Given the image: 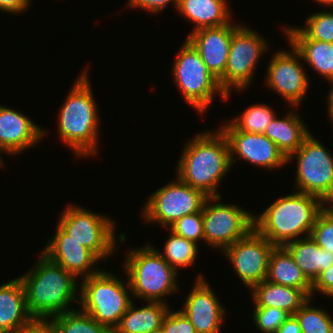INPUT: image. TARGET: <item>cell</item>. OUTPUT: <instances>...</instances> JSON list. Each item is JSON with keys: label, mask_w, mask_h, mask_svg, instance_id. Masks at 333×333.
I'll return each mask as SVG.
<instances>
[{"label": "cell", "mask_w": 333, "mask_h": 333, "mask_svg": "<svg viewBox=\"0 0 333 333\" xmlns=\"http://www.w3.org/2000/svg\"><path fill=\"white\" fill-rule=\"evenodd\" d=\"M33 268L19 276L28 313L35 322L47 323L49 318L74 310L69 305L76 301L77 278L41 253Z\"/></svg>", "instance_id": "cell-1"}, {"label": "cell", "mask_w": 333, "mask_h": 333, "mask_svg": "<svg viewBox=\"0 0 333 333\" xmlns=\"http://www.w3.org/2000/svg\"><path fill=\"white\" fill-rule=\"evenodd\" d=\"M177 163L176 176L208 197L221 196L217 188L230 171L229 144L222 131H204L189 140Z\"/></svg>", "instance_id": "cell-2"}, {"label": "cell", "mask_w": 333, "mask_h": 333, "mask_svg": "<svg viewBox=\"0 0 333 333\" xmlns=\"http://www.w3.org/2000/svg\"><path fill=\"white\" fill-rule=\"evenodd\" d=\"M325 203L312 194L291 193L278 198L261 215H254V228L275 246H284L300 235L310 236Z\"/></svg>", "instance_id": "cell-3"}, {"label": "cell", "mask_w": 333, "mask_h": 333, "mask_svg": "<svg viewBox=\"0 0 333 333\" xmlns=\"http://www.w3.org/2000/svg\"><path fill=\"white\" fill-rule=\"evenodd\" d=\"M87 74L78 76L57 115L59 140L79 157L98 151L99 110Z\"/></svg>", "instance_id": "cell-4"}, {"label": "cell", "mask_w": 333, "mask_h": 333, "mask_svg": "<svg viewBox=\"0 0 333 333\" xmlns=\"http://www.w3.org/2000/svg\"><path fill=\"white\" fill-rule=\"evenodd\" d=\"M126 256L124 269L132 297L145 302L166 303L162 299L177 292L178 272L163 259L157 248L150 245L139 247L129 250Z\"/></svg>", "instance_id": "cell-5"}, {"label": "cell", "mask_w": 333, "mask_h": 333, "mask_svg": "<svg viewBox=\"0 0 333 333\" xmlns=\"http://www.w3.org/2000/svg\"><path fill=\"white\" fill-rule=\"evenodd\" d=\"M82 280L79 309L113 332L132 303L128 279L126 285L112 273L100 270Z\"/></svg>", "instance_id": "cell-6"}, {"label": "cell", "mask_w": 333, "mask_h": 333, "mask_svg": "<svg viewBox=\"0 0 333 333\" xmlns=\"http://www.w3.org/2000/svg\"><path fill=\"white\" fill-rule=\"evenodd\" d=\"M171 72L185 101L199 114L206 113L215 98L214 94H220L221 99L226 100V93L218 79L211 74L198 51L187 39L175 57Z\"/></svg>", "instance_id": "cell-7"}, {"label": "cell", "mask_w": 333, "mask_h": 333, "mask_svg": "<svg viewBox=\"0 0 333 333\" xmlns=\"http://www.w3.org/2000/svg\"><path fill=\"white\" fill-rule=\"evenodd\" d=\"M325 147L310 133L288 162L297 159V192L315 195L328 205L333 204V155Z\"/></svg>", "instance_id": "cell-8"}, {"label": "cell", "mask_w": 333, "mask_h": 333, "mask_svg": "<svg viewBox=\"0 0 333 333\" xmlns=\"http://www.w3.org/2000/svg\"><path fill=\"white\" fill-rule=\"evenodd\" d=\"M251 29L240 24L232 34L225 72L218 80L226 93V100L230 98V90L249 87L257 62L268 49L269 44L264 37Z\"/></svg>", "instance_id": "cell-9"}, {"label": "cell", "mask_w": 333, "mask_h": 333, "mask_svg": "<svg viewBox=\"0 0 333 333\" xmlns=\"http://www.w3.org/2000/svg\"><path fill=\"white\" fill-rule=\"evenodd\" d=\"M82 208L70 204L62 212L58 226L100 260H106L115 251L118 241L115 238V222L109 217Z\"/></svg>", "instance_id": "cell-10"}, {"label": "cell", "mask_w": 333, "mask_h": 333, "mask_svg": "<svg viewBox=\"0 0 333 333\" xmlns=\"http://www.w3.org/2000/svg\"><path fill=\"white\" fill-rule=\"evenodd\" d=\"M207 199L203 191L192 188L176 177L175 181L151 194L142 208V218L147 222H157L168 230L185 215L202 211Z\"/></svg>", "instance_id": "cell-11"}, {"label": "cell", "mask_w": 333, "mask_h": 333, "mask_svg": "<svg viewBox=\"0 0 333 333\" xmlns=\"http://www.w3.org/2000/svg\"><path fill=\"white\" fill-rule=\"evenodd\" d=\"M220 199L221 196L208 197L202 216L204 242L210 247L221 248L223 253L227 247L245 237L254 228V214L237 205L217 204Z\"/></svg>", "instance_id": "cell-12"}, {"label": "cell", "mask_w": 333, "mask_h": 333, "mask_svg": "<svg viewBox=\"0 0 333 333\" xmlns=\"http://www.w3.org/2000/svg\"><path fill=\"white\" fill-rule=\"evenodd\" d=\"M275 245L253 228L223 252L243 284L251 289L266 280L269 257Z\"/></svg>", "instance_id": "cell-13"}, {"label": "cell", "mask_w": 333, "mask_h": 333, "mask_svg": "<svg viewBox=\"0 0 333 333\" xmlns=\"http://www.w3.org/2000/svg\"><path fill=\"white\" fill-rule=\"evenodd\" d=\"M292 46L287 50L277 51L267 67L266 85L279 93L291 107L302 102L309 88V77L301 64L300 53Z\"/></svg>", "instance_id": "cell-14"}, {"label": "cell", "mask_w": 333, "mask_h": 333, "mask_svg": "<svg viewBox=\"0 0 333 333\" xmlns=\"http://www.w3.org/2000/svg\"><path fill=\"white\" fill-rule=\"evenodd\" d=\"M227 122L220 130L229 144L231 166L235 164L236 158H242L251 164L270 171L288 163V158L264 134L239 131L230 121L227 120Z\"/></svg>", "instance_id": "cell-15"}, {"label": "cell", "mask_w": 333, "mask_h": 333, "mask_svg": "<svg viewBox=\"0 0 333 333\" xmlns=\"http://www.w3.org/2000/svg\"><path fill=\"white\" fill-rule=\"evenodd\" d=\"M195 281L180 311L188 317L197 333H220L226 313L225 307L221 305L203 275H199Z\"/></svg>", "instance_id": "cell-16"}, {"label": "cell", "mask_w": 333, "mask_h": 333, "mask_svg": "<svg viewBox=\"0 0 333 333\" xmlns=\"http://www.w3.org/2000/svg\"><path fill=\"white\" fill-rule=\"evenodd\" d=\"M42 253L77 278L84 279L100 272V269L94 267L100 259L91 250L71 239L58 225L54 237L48 240Z\"/></svg>", "instance_id": "cell-17"}, {"label": "cell", "mask_w": 333, "mask_h": 333, "mask_svg": "<svg viewBox=\"0 0 333 333\" xmlns=\"http://www.w3.org/2000/svg\"><path fill=\"white\" fill-rule=\"evenodd\" d=\"M238 26L230 22L218 27L203 28L192 31L186 38L218 80L224 75L231 37Z\"/></svg>", "instance_id": "cell-18"}, {"label": "cell", "mask_w": 333, "mask_h": 333, "mask_svg": "<svg viewBox=\"0 0 333 333\" xmlns=\"http://www.w3.org/2000/svg\"><path fill=\"white\" fill-rule=\"evenodd\" d=\"M45 129L24 114L0 105V150L9 155H18L35 146L45 135Z\"/></svg>", "instance_id": "cell-19"}, {"label": "cell", "mask_w": 333, "mask_h": 333, "mask_svg": "<svg viewBox=\"0 0 333 333\" xmlns=\"http://www.w3.org/2000/svg\"><path fill=\"white\" fill-rule=\"evenodd\" d=\"M28 313L24 287L14 278L0 286V333H20L35 324Z\"/></svg>", "instance_id": "cell-20"}, {"label": "cell", "mask_w": 333, "mask_h": 333, "mask_svg": "<svg viewBox=\"0 0 333 333\" xmlns=\"http://www.w3.org/2000/svg\"><path fill=\"white\" fill-rule=\"evenodd\" d=\"M284 29L288 42L300 53L302 60L326 80L333 78V43L310 39L295 26Z\"/></svg>", "instance_id": "cell-21"}, {"label": "cell", "mask_w": 333, "mask_h": 333, "mask_svg": "<svg viewBox=\"0 0 333 333\" xmlns=\"http://www.w3.org/2000/svg\"><path fill=\"white\" fill-rule=\"evenodd\" d=\"M306 278L313 283L320 272L333 265V253L322 249L311 236L292 240L284 245Z\"/></svg>", "instance_id": "cell-22"}, {"label": "cell", "mask_w": 333, "mask_h": 333, "mask_svg": "<svg viewBox=\"0 0 333 333\" xmlns=\"http://www.w3.org/2000/svg\"><path fill=\"white\" fill-rule=\"evenodd\" d=\"M227 0H179L178 12L194 24V30L230 23L231 10Z\"/></svg>", "instance_id": "cell-23"}, {"label": "cell", "mask_w": 333, "mask_h": 333, "mask_svg": "<svg viewBox=\"0 0 333 333\" xmlns=\"http://www.w3.org/2000/svg\"><path fill=\"white\" fill-rule=\"evenodd\" d=\"M250 291L255 307H277L288 315H293L309 298L298 288L274 284L267 280L254 285Z\"/></svg>", "instance_id": "cell-24"}, {"label": "cell", "mask_w": 333, "mask_h": 333, "mask_svg": "<svg viewBox=\"0 0 333 333\" xmlns=\"http://www.w3.org/2000/svg\"><path fill=\"white\" fill-rule=\"evenodd\" d=\"M266 280L274 284L298 288L311 298L312 283L284 246H275L272 250Z\"/></svg>", "instance_id": "cell-25"}, {"label": "cell", "mask_w": 333, "mask_h": 333, "mask_svg": "<svg viewBox=\"0 0 333 333\" xmlns=\"http://www.w3.org/2000/svg\"><path fill=\"white\" fill-rule=\"evenodd\" d=\"M299 116L295 112H289L283 118H277L275 115L264 132L287 158L302 146L304 139L311 132Z\"/></svg>", "instance_id": "cell-26"}, {"label": "cell", "mask_w": 333, "mask_h": 333, "mask_svg": "<svg viewBox=\"0 0 333 333\" xmlns=\"http://www.w3.org/2000/svg\"><path fill=\"white\" fill-rule=\"evenodd\" d=\"M146 304L136 308L132 301L113 333H147L161 328L169 306L164 302L148 301Z\"/></svg>", "instance_id": "cell-27"}, {"label": "cell", "mask_w": 333, "mask_h": 333, "mask_svg": "<svg viewBox=\"0 0 333 333\" xmlns=\"http://www.w3.org/2000/svg\"><path fill=\"white\" fill-rule=\"evenodd\" d=\"M47 324L55 333H113L81 309L56 315Z\"/></svg>", "instance_id": "cell-28"}, {"label": "cell", "mask_w": 333, "mask_h": 333, "mask_svg": "<svg viewBox=\"0 0 333 333\" xmlns=\"http://www.w3.org/2000/svg\"><path fill=\"white\" fill-rule=\"evenodd\" d=\"M197 244L171 231L165 242L163 254L161 251H157L178 272V268L194 265L199 252Z\"/></svg>", "instance_id": "cell-29"}, {"label": "cell", "mask_w": 333, "mask_h": 333, "mask_svg": "<svg viewBox=\"0 0 333 333\" xmlns=\"http://www.w3.org/2000/svg\"><path fill=\"white\" fill-rule=\"evenodd\" d=\"M269 105H250L245 111L235 117L230 123L239 131L246 133L264 134L266 127L276 115Z\"/></svg>", "instance_id": "cell-30"}, {"label": "cell", "mask_w": 333, "mask_h": 333, "mask_svg": "<svg viewBox=\"0 0 333 333\" xmlns=\"http://www.w3.org/2000/svg\"><path fill=\"white\" fill-rule=\"evenodd\" d=\"M308 300L293 314L302 333H333V319L326 311L312 307ZM311 305V306H310Z\"/></svg>", "instance_id": "cell-31"}, {"label": "cell", "mask_w": 333, "mask_h": 333, "mask_svg": "<svg viewBox=\"0 0 333 333\" xmlns=\"http://www.w3.org/2000/svg\"><path fill=\"white\" fill-rule=\"evenodd\" d=\"M306 19L305 27L298 28L308 38L333 43V12H316Z\"/></svg>", "instance_id": "cell-32"}, {"label": "cell", "mask_w": 333, "mask_h": 333, "mask_svg": "<svg viewBox=\"0 0 333 333\" xmlns=\"http://www.w3.org/2000/svg\"><path fill=\"white\" fill-rule=\"evenodd\" d=\"M310 236L324 250L333 253V204H329L320 213Z\"/></svg>", "instance_id": "cell-33"}, {"label": "cell", "mask_w": 333, "mask_h": 333, "mask_svg": "<svg viewBox=\"0 0 333 333\" xmlns=\"http://www.w3.org/2000/svg\"><path fill=\"white\" fill-rule=\"evenodd\" d=\"M176 235L198 242L204 240V226L202 211L185 215L168 228Z\"/></svg>", "instance_id": "cell-34"}, {"label": "cell", "mask_w": 333, "mask_h": 333, "mask_svg": "<svg viewBox=\"0 0 333 333\" xmlns=\"http://www.w3.org/2000/svg\"><path fill=\"white\" fill-rule=\"evenodd\" d=\"M288 316L277 307H255L252 317L261 333H275Z\"/></svg>", "instance_id": "cell-35"}, {"label": "cell", "mask_w": 333, "mask_h": 333, "mask_svg": "<svg viewBox=\"0 0 333 333\" xmlns=\"http://www.w3.org/2000/svg\"><path fill=\"white\" fill-rule=\"evenodd\" d=\"M161 329L163 333H197L188 317L180 310H168L165 314Z\"/></svg>", "instance_id": "cell-36"}, {"label": "cell", "mask_w": 333, "mask_h": 333, "mask_svg": "<svg viewBox=\"0 0 333 333\" xmlns=\"http://www.w3.org/2000/svg\"><path fill=\"white\" fill-rule=\"evenodd\" d=\"M316 292H321L323 295L327 297L333 296V265L320 272L319 276L312 283V292L311 298H313Z\"/></svg>", "instance_id": "cell-37"}, {"label": "cell", "mask_w": 333, "mask_h": 333, "mask_svg": "<svg viewBox=\"0 0 333 333\" xmlns=\"http://www.w3.org/2000/svg\"><path fill=\"white\" fill-rule=\"evenodd\" d=\"M170 3H173L175 9H177L179 0H129L128 7L145 9L148 12L151 11L153 14H159L160 11L162 12Z\"/></svg>", "instance_id": "cell-38"}, {"label": "cell", "mask_w": 333, "mask_h": 333, "mask_svg": "<svg viewBox=\"0 0 333 333\" xmlns=\"http://www.w3.org/2000/svg\"><path fill=\"white\" fill-rule=\"evenodd\" d=\"M31 0H0V10L11 14H20L30 5Z\"/></svg>", "instance_id": "cell-39"}, {"label": "cell", "mask_w": 333, "mask_h": 333, "mask_svg": "<svg viewBox=\"0 0 333 333\" xmlns=\"http://www.w3.org/2000/svg\"><path fill=\"white\" fill-rule=\"evenodd\" d=\"M275 333H302L294 315H289Z\"/></svg>", "instance_id": "cell-40"}, {"label": "cell", "mask_w": 333, "mask_h": 333, "mask_svg": "<svg viewBox=\"0 0 333 333\" xmlns=\"http://www.w3.org/2000/svg\"><path fill=\"white\" fill-rule=\"evenodd\" d=\"M20 333H55L47 323L36 322L32 327Z\"/></svg>", "instance_id": "cell-41"}, {"label": "cell", "mask_w": 333, "mask_h": 333, "mask_svg": "<svg viewBox=\"0 0 333 333\" xmlns=\"http://www.w3.org/2000/svg\"><path fill=\"white\" fill-rule=\"evenodd\" d=\"M329 82L332 83L330 92H328V98L327 99V107H328V117L330 118V120L332 121L331 123H333V78L329 79Z\"/></svg>", "instance_id": "cell-42"}, {"label": "cell", "mask_w": 333, "mask_h": 333, "mask_svg": "<svg viewBox=\"0 0 333 333\" xmlns=\"http://www.w3.org/2000/svg\"><path fill=\"white\" fill-rule=\"evenodd\" d=\"M315 2H317V4L319 3L320 5L323 6H329V7H333V0H315Z\"/></svg>", "instance_id": "cell-43"}, {"label": "cell", "mask_w": 333, "mask_h": 333, "mask_svg": "<svg viewBox=\"0 0 333 333\" xmlns=\"http://www.w3.org/2000/svg\"><path fill=\"white\" fill-rule=\"evenodd\" d=\"M147 333H163L162 329L159 328L157 330H154V331H150V332H147Z\"/></svg>", "instance_id": "cell-44"}, {"label": "cell", "mask_w": 333, "mask_h": 333, "mask_svg": "<svg viewBox=\"0 0 333 333\" xmlns=\"http://www.w3.org/2000/svg\"><path fill=\"white\" fill-rule=\"evenodd\" d=\"M1 152H2V151L0 150V167H1L2 165H4V164H3L4 161H2L3 159H1V157H2V156H1Z\"/></svg>", "instance_id": "cell-45"}]
</instances>
